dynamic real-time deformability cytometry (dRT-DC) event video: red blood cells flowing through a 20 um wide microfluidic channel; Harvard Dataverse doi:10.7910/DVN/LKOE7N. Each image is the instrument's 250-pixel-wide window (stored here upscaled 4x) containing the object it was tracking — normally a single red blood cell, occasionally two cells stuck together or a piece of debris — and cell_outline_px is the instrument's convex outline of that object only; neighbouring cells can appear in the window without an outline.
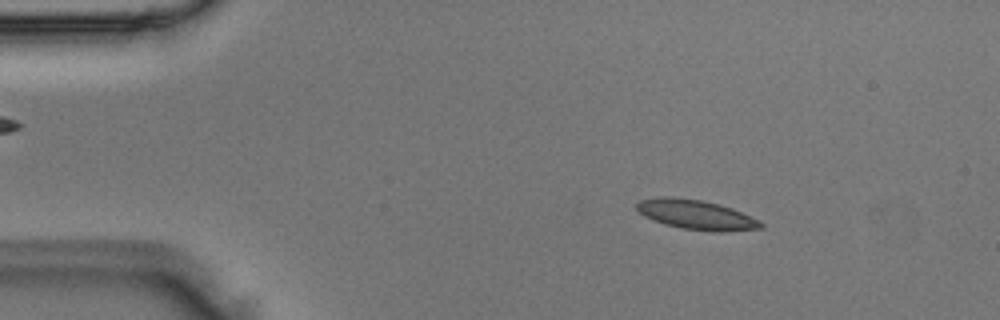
{"species": "Egyptian fruit bat (a non-hibernating species)", "species_latin": "Rousettus aegyptiacus", "temperature_condition": "room temperature", "stored_images_in_passage": 4, "camera_frame_rate_fps": 3000, "um_per_image_px": 0.085, "animal": {"sex": "male"}, "frame": {"image": 1, "passage_image": 2, "time_ms": 0.333, "image_size_px": [1000, 320], "cell_outline_px": [[764, 228], [720, 232], [684, 228], [664, 224], [644, 216], [636, 208], [636, 204], [640, 200], [656, 196], [672, 196], [700, 200], [720, 204], [732, 208], [760, 220], [764, 224]], "centroid_in_image_um": [59.18, 18.23], "position_along_channel_um": 25.8, "area_um2": 21.44}}
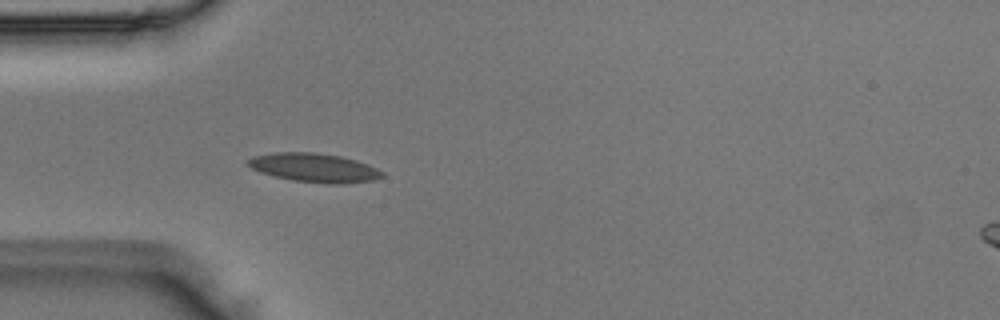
{"frame": {"image": 2, "passage_image": 4, "time_ms": 1.0, "image_size_px": [1000, 320], "cell_outline_px": [[384, 176], [372, 180], [344, 184], [328, 184], [292, 180], [260, 172], [244, 164], [252, 156], [272, 152], [316, 152], [340, 156], [356, 160], [376, 168], [384, 172]], "centroid_in_image_um": [26.68, 14.25], "position_along_channel_um": 58.3, "area_um2": 22.66}}